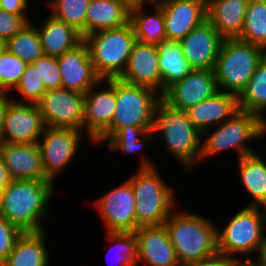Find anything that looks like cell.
I'll use <instances>...</instances> for the list:
<instances>
[{
    "label": "cell",
    "instance_id": "30bf717a",
    "mask_svg": "<svg viewBox=\"0 0 266 266\" xmlns=\"http://www.w3.org/2000/svg\"><path fill=\"white\" fill-rule=\"evenodd\" d=\"M82 132L73 128L46 126L39 138L37 144L41 152L45 176L54 185L57 176L65 172L72 160L76 158L81 141L84 140Z\"/></svg>",
    "mask_w": 266,
    "mask_h": 266
},
{
    "label": "cell",
    "instance_id": "74e56055",
    "mask_svg": "<svg viewBox=\"0 0 266 266\" xmlns=\"http://www.w3.org/2000/svg\"><path fill=\"white\" fill-rule=\"evenodd\" d=\"M32 65L37 68L46 91L62 88V78L57 57L43 55L36 59Z\"/></svg>",
    "mask_w": 266,
    "mask_h": 266
},
{
    "label": "cell",
    "instance_id": "4fadbf2b",
    "mask_svg": "<svg viewBox=\"0 0 266 266\" xmlns=\"http://www.w3.org/2000/svg\"><path fill=\"white\" fill-rule=\"evenodd\" d=\"M115 109L116 79L101 80L84 94L83 131L90 143L110 126Z\"/></svg>",
    "mask_w": 266,
    "mask_h": 266
},
{
    "label": "cell",
    "instance_id": "b9f144b4",
    "mask_svg": "<svg viewBox=\"0 0 266 266\" xmlns=\"http://www.w3.org/2000/svg\"><path fill=\"white\" fill-rule=\"evenodd\" d=\"M232 261V259L226 258L222 254L218 253L210 258L197 262L185 263L181 266H230Z\"/></svg>",
    "mask_w": 266,
    "mask_h": 266
},
{
    "label": "cell",
    "instance_id": "f35d334b",
    "mask_svg": "<svg viewBox=\"0 0 266 266\" xmlns=\"http://www.w3.org/2000/svg\"><path fill=\"white\" fill-rule=\"evenodd\" d=\"M31 21L29 15L13 14L0 9V39L6 42Z\"/></svg>",
    "mask_w": 266,
    "mask_h": 266
},
{
    "label": "cell",
    "instance_id": "bcb514c9",
    "mask_svg": "<svg viewBox=\"0 0 266 266\" xmlns=\"http://www.w3.org/2000/svg\"><path fill=\"white\" fill-rule=\"evenodd\" d=\"M0 182H11L7 167L5 166L2 158L0 157Z\"/></svg>",
    "mask_w": 266,
    "mask_h": 266
},
{
    "label": "cell",
    "instance_id": "cb8c5ba5",
    "mask_svg": "<svg viewBox=\"0 0 266 266\" xmlns=\"http://www.w3.org/2000/svg\"><path fill=\"white\" fill-rule=\"evenodd\" d=\"M40 26L35 27L39 33L44 55L59 57L83 41L80 32L52 15H48Z\"/></svg>",
    "mask_w": 266,
    "mask_h": 266
},
{
    "label": "cell",
    "instance_id": "7bdbcfd3",
    "mask_svg": "<svg viewBox=\"0 0 266 266\" xmlns=\"http://www.w3.org/2000/svg\"><path fill=\"white\" fill-rule=\"evenodd\" d=\"M10 93L0 88V137L3 130L5 113L14 96L10 97ZM12 98V99H11Z\"/></svg>",
    "mask_w": 266,
    "mask_h": 266
},
{
    "label": "cell",
    "instance_id": "8992f818",
    "mask_svg": "<svg viewBox=\"0 0 266 266\" xmlns=\"http://www.w3.org/2000/svg\"><path fill=\"white\" fill-rule=\"evenodd\" d=\"M266 208L244 206L217 229L218 253L233 261L251 260L266 234ZM244 256V258H243Z\"/></svg>",
    "mask_w": 266,
    "mask_h": 266
},
{
    "label": "cell",
    "instance_id": "8fae6325",
    "mask_svg": "<svg viewBox=\"0 0 266 266\" xmlns=\"http://www.w3.org/2000/svg\"><path fill=\"white\" fill-rule=\"evenodd\" d=\"M36 105L46 126L83 131L84 93L63 88L49 90Z\"/></svg>",
    "mask_w": 266,
    "mask_h": 266
},
{
    "label": "cell",
    "instance_id": "ac0fdd59",
    "mask_svg": "<svg viewBox=\"0 0 266 266\" xmlns=\"http://www.w3.org/2000/svg\"><path fill=\"white\" fill-rule=\"evenodd\" d=\"M223 38L205 20L180 40L182 53L194 69L214 70Z\"/></svg>",
    "mask_w": 266,
    "mask_h": 266
},
{
    "label": "cell",
    "instance_id": "60d3db41",
    "mask_svg": "<svg viewBox=\"0 0 266 266\" xmlns=\"http://www.w3.org/2000/svg\"><path fill=\"white\" fill-rule=\"evenodd\" d=\"M28 6V0H0V9L13 14L28 15Z\"/></svg>",
    "mask_w": 266,
    "mask_h": 266
},
{
    "label": "cell",
    "instance_id": "2e32d148",
    "mask_svg": "<svg viewBox=\"0 0 266 266\" xmlns=\"http://www.w3.org/2000/svg\"><path fill=\"white\" fill-rule=\"evenodd\" d=\"M167 39L180 41L207 20L206 0H158Z\"/></svg>",
    "mask_w": 266,
    "mask_h": 266
},
{
    "label": "cell",
    "instance_id": "9c48e42d",
    "mask_svg": "<svg viewBox=\"0 0 266 266\" xmlns=\"http://www.w3.org/2000/svg\"><path fill=\"white\" fill-rule=\"evenodd\" d=\"M162 95L155 90L116 78V109L106 130L126 126L152 128L155 109Z\"/></svg>",
    "mask_w": 266,
    "mask_h": 266
},
{
    "label": "cell",
    "instance_id": "3957f363",
    "mask_svg": "<svg viewBox=\"0 0 266 266\" xmlns=\"http://www.w3.org/2000/svg\"><path fill=\"white\" fill-rule=\"evenodd\" d=\"M151 131L154 136L159 133L162 146L187 170L186 173L200 163L202 133L188 118L186 110L174 108L161 99L155 109Z\"/></svg>",
    "mask_w": 266,
    "mask_h": 266
},
{
    "label": "cell",
    "instance_id": "f546056e",
    "mask_svg": "<svg viewBox=\"0 0 266 266\" xmlns=\"http://www.w3.org/2000/svg\"><path fill=\"white\" fill-rule=\"evenodd\" d=\"M152 6V14L145 7L131 10L129 23L137 41L156 46L160 41L166 40L167 36L162 8L156 2Z\"/></svg>",
    "mask_w": 266,
    "mask_h": 266
},
{
    "label": "cell",
    "instance_id": "9a60e30c",
    "mask_svg": "<svg viewBox=\"0 0 266 266\" xmlns=\"http://www.w3.org/2000/svg\"><path fill=\"white\" fill-rule=\"evenodd\" d=\"M219 92L214 70L193 69L185 78L169 86L162 99L170 106L186 110Z\"/></svg>",
    "mask_w": 266,
    "mask_h": 266
},
{
    "label": "cell",
    "instance_id": "ab89813d",
    "mask_svg": "<svg viewBox=\"0 0 266 266\" xmlns=\"http://www.w3.org/2000/svg\"><path fill=\"white\" fill-rule=\"evenodd\" d=\"M23 231L0 216V265L7 259Z\"/></svg>",
    "mask_w": 266,
    "mask_h": 266
},
{
    "label": "cell",
    "instance_id": "c3c4849f",
    "mask_svg": "<svg viewBox=\"0 0 266 266\" xmlns=\"http://www.w3.org/2000/svg\"><path fill=\"white\" fill-rule=\"evenodd\" d=\"M10 182H0V202L2 199V196L4 194L5 187L9 184Z\"/></svg>",
    "mask_w": 266,
    "mask_h": 266
},
{
    "label": "cell",
    "instance_id": "44dd1931",
    "mask_svg": "<svg viewBox=\"0 0 266 266\" xmlns=\"http://www.w3.org/2000/svg\"><path fill=\"white\" fill-rule=\"evenodd\" d=\"M0 157L11 180H48L37 143H0Z\"/></svg>",
    "mask_w": 266,
    "mask_h": 266
},
{
    "label": "cell",
    "instance_id": "4316f807",
    "mask_svg": "<svg viewBox=\"0 0 266 266\" xmlns=\"http://www.w3.org/2000/svg\"><path fill=\"white\" fill-rule=\"evenodd\" d=\"M266 160L258 152L238 159L239 176L244 191L251 196L247 206L266 208Z\"/></svg>",
    "mask_w": 266,
    "mask_h": 266
},
{
    "label": "cell",
    "instance_id": "7402d4cb",
    "mask_svg": "<svg viewBox=\"0 0 266 266\" xmlns=\"http://www.w3.org/2000/svg\"><path fill=\"white\" fill-rule=\"evenodd\" d=\"M237 96L223 91L186 109L188 118L202 133L229 119L238 111Z\"/></svg>",
    "mask_w": 266,
    "mask_h": 266
},
{
    "label": "cell",
    "instance_id": "5bb4252c",
    "mask_svg": "<svg viewBox=\"0 0 266 266\" xmlns=\"http://www.w3.org/2000/svg\"><path fill=\"white\" fill-rule=\"evenodd\" d=\"M46 128L36 104L11 100L5 113L0 143H38Z\"/></svg>",
    "mask_w": 266,
    "mask_h": 266
},
{
    "label": "cell",
    "instance_id": "836d02e7",
    "mask_svg": "<svg viewBox=\"0 0 266 266\" xmlns=\"http://www.w3.org/2000/svg\"><path fill=\"white\" fill-rule=\"evenodd\" d=\"M111 246L107 249L106 259L111 266H137V238L134 232H105ZM113 253V254H112ZM111 255L112 256L111 258ZM110 256V257H109ZM114 257V258H113ZM110 258V259H109ZM113 259V260H112ZM110 262V263H111ZM109 265V266H110Z\"/></svg>",
    "mask_w": 266,
    "mask_h": 266
},
{
    "label": "cell",
    "instance_id": "ee69618b",
    "mask_svg": "<svg viewBox=\"0 0 266 266\" xmlns=\"http://www.w3.org/2000/svg\"><path fill=\"white\" fill-rule=\"evenodd\" d=\"M257 253V254H256ZM257 258L249 260L254 266H266V237L263 242L257 247L255 252Z\"/></svg>",
    "mask_w": 266,
    "mask_h": 266
},
{
    "label": "cell",
    "instance_id": "7a4b0ae2",
    "mask_svg": "<svg viewBox=\"0 0 266 266\" xmlns=\"http://www.w3.org/2000/svg\"><path fill=\"white\" fill-rule=\"evenodd\" d=\"M143 155L137 171L128 177L136 199V229L163 225L175 209V191L167 184L156 164ZM173 189V190H172ZM175 200V201H174Z\"/></svg>",
    "mask_w": 266,
    "mask_h": 266
},
{
    "label": "cell",
    "instance_id": "d6a6232c",
    "mask_svg": "<svg viewBox=\"0 0 266 266\" xmlns=\"http://www.w3.org/2000/svg\"><path fill=\"white\" fill-rule=\"evenodd\" d=\"M5 48L20 57L26 64H32L44 55L39 33L32 21L8 39L5 42Z\"/></svg>",
    "mask_w": 266,
    "mask_h": 266
},
{
    "label": "cell",
    "instance_id": "ba28073f",
    "mask_svg": "<svg viewBox=\"0 0 266 266\" xmlns=\"http://www.w3.org/2000/svg\"><path fill=\"white\" fill-rule=\"evenodd\" d=\"M94 69L102 80L116 79L123 73L134 43L137 41L130 23L105 29L83 37Z\"/></svg>",
    "mask_w": 266,
    "mask_h": 266
},
{
    "label": "cell",
    "instance_id": "d590c367",
    "mask_svg": "<svg viewBox=\"0 0 266 266\" xmlns=\"http://www.w3.org/2000/svg\"><path fill=\"white\" fill-rule=\"evenodd\" d=\"M27 64L6 48L0 54V88L11 93L20 82Z\"/></svg>",
    "mask_w": 266,
    "mask_h": 266
},
{
    "label": "cell",
    "instance_id": "ffe728a7",
    "mask_svg": "<svg viewBox=\"0 0 266 266\" xmlns=\"http://www.w3.org/2000/svg\"><path fill=\"white\" fill-rule=\"evenodd\" d=\"M120 80L151 88L162 95V76L155 45L136 41Z\"/></svg>",
    "mask_w": 266,
    "mask_h": 266
},
{
    "label": "cell",
    "instance_id": "603a6c76",
    "mask_svg": "<svg viewBox=\"0 0 266 266\" xmlns=\"http://www.w3.org/2000/svg\"><path fill=\"white\" fill-rule=\"evenodd\" d=\"M249 0H206L207 20L223 39L239 38Z\"/></svg>",
    "mask_w": 266,
    "mask_h": 266
},
{
    "label": "cell",
    "instance_id": "4dcf8cb0",
    "mask_svg": "<svg viewBox=\"0 0 266 266\" xmlns=\"http://www.w3.org/2000/svg\"><path fill=\"white\" fill-rule=\"evenodd\" d=\"M237 99L239 110L259 115L266 121L263 115L266 112V55Z\"/></svg>",
    "mask_w": 266,
    "mask_h": 266
},
{
    "label": "cell",
    "instance_id": "7c38bea8",
    "mask_svg": "<svg viewBox=\"0 0 266 266\" xmlns=\"http://www.w3.org/2000/svg\"><path fill=\"white\" fill-rule=\"evenodd\" d=\"M96 199L94 206L102 218L106 232L136 230V199L132 185L127 179Z\"/></svg>",
    "mask_w": 266,
    "mask_h": 266
},
{
    "label": "cell",
    "instance_id": "e0dca14e",
    "mask_svg": "<svg viewBox=\"0 0 266 266\" xmlns=\"http://www.w3.org/2000/svg\"><path fill=\"white\" fill-rule=\"evenodd\" d=\"M137 238V266H181L166 227L142 226Z\"/></svg>",
    "mask_w": 266,
    "mask_h": 266
},
{
    "label": "cell",
    "instance_id": "83f0119b",
    "mask_svg": "<svg viewBox=\"0 0 266 266\" xmlns=\"http://www.w3.org/2000/svg\"><path fill=\"white\" fill-rule=\"evenodd\" d=\"M162 76V95L174 82L185 78L194 68L185 59L180 41L162 40L157 45Z\"/></svg>",
    "mask_w": 266,
    "mask_h": 266
},
{
    "label": "cell",
    "instance_id": "277c9868",
    "mask_svg": "<svg viewBox=\"0 0 266 266\" xmlns=\"http://www.w3.org/2000/svg\"><path fill=\"white\" fill-rule=\"evenodd\" d=\"M164 226L181 265L218 254L217 227L209 218L174 209Z\"/></svg>",
    "mask_w": 266,
    "mask_h": 266
},
{
    "label": "cell",
    "instance_id": "484cf974",
    "mask_svg": "<svg viewBox=\"0 0 266 266\" xmlns=\"http://www.w3.org/2000/svg\"><path fill=\"white\" fill-rule=\"evenodd\" d=\"M130 11L117 0H90L86 12L85 36L100 30L116 29L129 23Z\"/></svg>",
    "mask_w": 266,
    "mask_h": 266
},
{
    "label": "cell",
    "instance_id": "6da1fadb",
    "mask_svg": "<svg viewBox=\"0 0 266 266\" xmlns=\"http://www.w3.org/2000/svg\"><path fill=\"white\" fill-rule=\"evenodd\" d=\"M55 188L49 180H11L0 202V216L23 232L45 231L42 220L50 216Z\"/></svg>",
    "mask_w": 266,
    "mask_h": 266
},
{
    "label": "cell",
    "instance_id": "f6af8a7d",
    "mask_svg": "<svg viewBox=\"0 0 266 266\" xmlns=\"http://www.w3.org/2000/svg\"><path fill=\"white\" fill-rule=\"evenodd\" d=\"M122 5H124L129 11L141 8V7H149L151 6L154 1L153 0H117Z\"/></svg>",
    "mask_w": 266,
    "mask_h": 266
},
{
    "label": "cell",
    "instance_id": "52a82bcc",
    "mask_svg": "<svg viewBox=\"0 0 266 266\" xmlns=\"http://www.w3.org/2000/svg\"><path fill=\"white\" fill-rule=\"evenodd\" d=\"M265 55L266 50L260 46L238 38L223 39L214 67L219 91L238 97Z\"/></svg>",
    "mask_w": 266,
    "mask_h": 266
},
{
    "label": "cell",
    "instance_id": "681fc988",
    "mask_svg": "<svg viewBox=\"0 0 266 266\" xmlns=\"http://www.w3.org/2000/svg\"><path fill=\"white\" fill-rule=\"evenodd\" d=\"M5 49V41L0 39V54L3 52Z\"/></svg>",
    "mask_w": 266,
    "mask_h": 266
},
{
    "label": "cell",
    "instance_id": "f1b7e54d",
    "mask_svg": "<svg viewBox=\"0 0 266 266\" xmlns=\"http://www.w3.org/2000/svg\"><path fill=\"white\" fill-rule=\"evenodd\" d=\"M151 129L126 126L120 130H105L93 143L94 145L96 143H106L109 153L110 151L114 153L119 150L120 153L126 155L136 154L137 151L141 152V148H145L144 146L154 139Z\"/></svg>",
    "mask_w": 266,
    "mask_h": 266
},
{
    "label": "cell",
    "instance_id": "d6986e66",
    "mask_svg": "<svg viewBox=\"0 0 266 266\" xmlns=\"http://www.w3.org/2000/svg\"><path fill=\"white\" fill-rule=\"evenodd\" d=\"M62 88L86 93L102 79L94 69L86 43L80 44L57 57Z\"/></svg>",
    "mask_w": 266,
    "mask_h": 266
},
{
    "label": "cell",
    "instance_id": "d4e9b609",
    "mask_svg": "<svg viewBox=\"0 0 266 266\" xmlns=\"http://www.w3.org/2000/svg\"><path fill=\"white\" fill-rule=\"evenodd\" d=\"M23 232L0 266H50L46 232Z\"/></svg>",
    "mask_w": 266,
    "mask_h": 266
},
{
    "label": "cell",
    "instance_id": "8d00e7d4",
    "mask_svg": "<svg viewBox=\"0 0 266 266\" xmlns=\"http://www.w3.org/2000/svg\"><path fill=\"white\" fill-rule=\"evenodd\" d=\"M21 94L23 100L17 98L12 99L19 103L36 104L46 92V88L42 78L38 74L37 68L32 64H27L24 73L21 76L20 82L14 89ZM18 100V101H17Z\"/></svg>",
    "mask_w": 266,
    "mask_h": 266
},
{
    "label": "cell",
    "instance_id": "7dc6e473",
    "mask_svg": "<svg viewBox=\"0 0 266 266\" xmlns=\"http://www.w3.org/2000/svg\"><path fill=\"white\" fill-rule=\"evenodd\" d=\"M230 266H254L249 260L232 261Z\"/></svg>",
    "mask_w": 266,
    "mask_h": 266
},
{
    "label": "cell",
    "instance_id": "5b68a950",
    "mask_svg": "<svg viewBox=\"0 0 266 266\" xmlns=\"http://www.w3.org/2000/svg\"><path fill=\"white\" fill-rule=\"evenodd\" d=\"M215 127L202 132L200 163L228 150H235L238 159L255 153L247 145L266 135V121L259 115L241 110Z\"/></svg>",
    "mask_w": 266,
    "mask_h": 266
},
{
    "label": "cell",
    "instance_id": "1f68e13d",
    "mask_svg": "<svg viewBox=\"0 0 266 266\" xmlns=\"http://www.w3.org/2000/svg\"><path fill=\"white\" fill-rule=\"evenodd\" d=\"M238 39L266 50V0H249Z\"/></svg>",
    "mask_w": 266,
    "mask_h": 266
},
{
    "label": "cell",
    "instance_id": "e575fe53",
    "mask_svg": "<svg viewBox=\"0 0 266 266\" xmlns=\"http://www.w3.org/2000/svg\"><path fill=\"white\" fill-rule=\"evenodd\" d=\"M90 0H48L50 15L75 28L85 36V20Z\"/></svg>",
    "mask_w": 266,
    "mask_h": 266
}]
</instances>
